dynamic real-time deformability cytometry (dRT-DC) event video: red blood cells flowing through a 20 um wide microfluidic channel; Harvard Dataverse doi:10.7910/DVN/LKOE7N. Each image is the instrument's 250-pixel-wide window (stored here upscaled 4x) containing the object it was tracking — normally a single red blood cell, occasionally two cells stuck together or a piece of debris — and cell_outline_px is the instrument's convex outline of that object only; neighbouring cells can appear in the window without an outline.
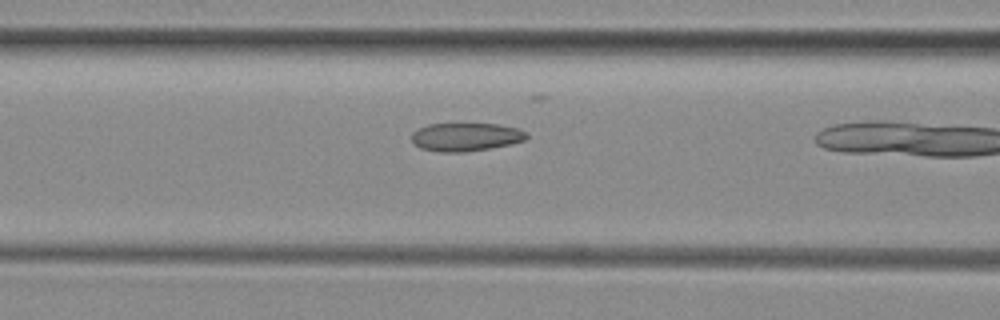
{"species": "common noctule bat (a hibernating species)", "species_latin": "Nyctalus noctula", "temperature_condition": "room temperature", "stored_images_in_passage": 9, "camera_frame_rate_fps": 3000, "um_per_image_px": 0.085, "animal": {"sex": "female", "body_mass_g": 29.2, "forearm_length_mm": 56.3}, "frame": {"image": 1, "passage_image": 8, "time_ms": 2.333, "image_size_px": [1000, 320], "cell_outline_px": [[528, 136], [524, 140], [512, 144], [464, 152], [440, 152], [420, 148], [412, 140], [412, 132], [428, 124], [500, 124], [520, 128], [528, 132]], "centroid_in_image_um": [39.64, 11.63], "position_along_channel_um": 127.0, "area_um2": 18.96}}